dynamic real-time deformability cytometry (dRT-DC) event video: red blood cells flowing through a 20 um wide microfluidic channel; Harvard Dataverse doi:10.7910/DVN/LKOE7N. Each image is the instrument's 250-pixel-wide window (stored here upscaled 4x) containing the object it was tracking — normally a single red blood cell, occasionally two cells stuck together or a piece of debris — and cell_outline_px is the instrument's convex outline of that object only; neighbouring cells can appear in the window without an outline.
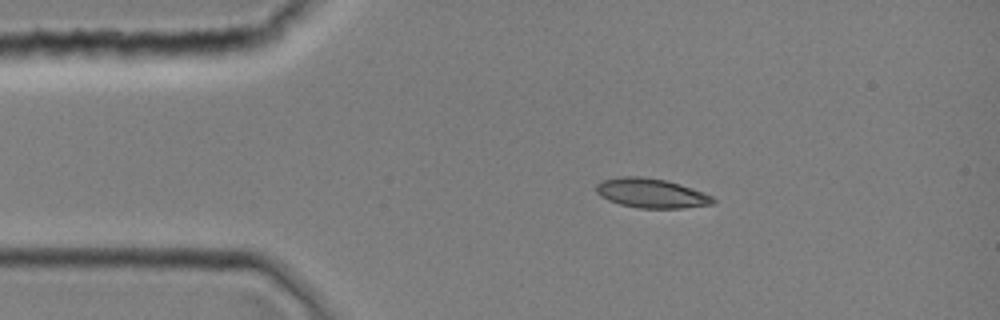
{"species": "common noctule bat (a hibernating species)", "species_latin": "Nyctalus noctula", "temperature_condition": "room temperature", "stored_images_in_passage": 1, "camera_frame_rate_fps": 3000, "um_per_image_px": 0.085, "animal": {"sex": "female", "body_mass_g": 19.0, "forearm_length_mm": 51.5}, "frame": {"image": 1, "passage_image": 1, "time_ms": 0.0, "image_size_px": [1000, 320], "cell_outline_px": [[716, 200], [712, 204], [680, 208], [636, 208], [620, 204], [608, 200], [600, 196], [596, 192], [596, 184], [600, 180], [620, 176], [640, 176], [664, 180], [680, 184], [704, 192], [712, 196]], "centroid_in_image_um": [55.32, 16.41], "position_along_channel_um": 29.7, "area_um2": 20.11}}